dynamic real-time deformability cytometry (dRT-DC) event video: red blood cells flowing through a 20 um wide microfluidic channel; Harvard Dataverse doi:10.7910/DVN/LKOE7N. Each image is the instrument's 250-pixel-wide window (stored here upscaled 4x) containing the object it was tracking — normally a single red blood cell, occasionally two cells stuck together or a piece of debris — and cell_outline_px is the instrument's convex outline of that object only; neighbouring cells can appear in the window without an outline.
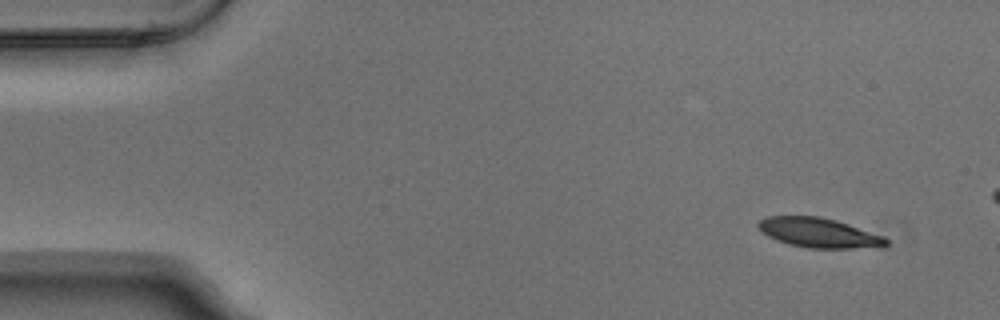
{"species": "Egyptian fruit bat (a non-hibernating species)", "species_latin": "Rousettus aegyptiacus", "temperature_condition": "warm", "stored_images_in_passage": 3, "camera_frame_rate_fps": 3000, "um_per_image_px": 0.085, "animal": {"sex": "male"}, "frame": {"image": 1, "passage_image": 1, "time_ms": 0.0, "image_size_px": [1000, 320], "cell_outline_px": [[888, 244], [884, 248], [808, 248], [788, 244], [776, 240], [768, 236], [756, 224], [760, 220], [768, 216], [820, 216], [836, 220], [884, 236], [888, 240]], "centroid_in_image_um": [69.66, 19.8], "position_along_channel_um": 15.3, "area_um2": 22.2}}